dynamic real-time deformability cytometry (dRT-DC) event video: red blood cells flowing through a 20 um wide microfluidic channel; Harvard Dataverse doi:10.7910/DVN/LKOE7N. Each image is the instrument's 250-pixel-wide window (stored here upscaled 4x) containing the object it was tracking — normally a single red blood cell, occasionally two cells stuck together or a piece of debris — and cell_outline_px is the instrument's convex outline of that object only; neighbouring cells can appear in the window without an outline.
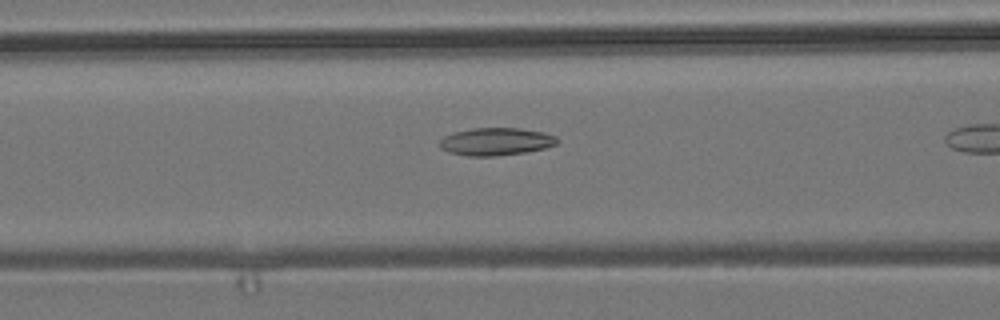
{"species": "common noctule bat (a hibernating species)", "species_latin": "Nyctalus noctula", "temperature_condition": "room temperature", "stored_images_in_passage": 10, "camera_frame_rate_fps": 3000, "um_per_image_px": 0.085, "animal": {"sex": "male", "body_mass_g": 19.2, "forearm_length_mm": 51.8}, "frame": {"image": 1, "passage_image": 9, "time_ms": 2.667, "image_size_px": [1000, 320], "cell_outline_px": [[560, 140], [556, 144], [544, 148], [524, 152], [496, 156], [468, 156], [448, 152], [440, 148], [440, 140], [444, 136], [452, 132], [472, 128], [520, 128], [544, 132], [556, 136]], "centroid_in_image_um": [42.14, 12.03], "position_along_channel_um": 124.5, "area_um2": 19.02}}